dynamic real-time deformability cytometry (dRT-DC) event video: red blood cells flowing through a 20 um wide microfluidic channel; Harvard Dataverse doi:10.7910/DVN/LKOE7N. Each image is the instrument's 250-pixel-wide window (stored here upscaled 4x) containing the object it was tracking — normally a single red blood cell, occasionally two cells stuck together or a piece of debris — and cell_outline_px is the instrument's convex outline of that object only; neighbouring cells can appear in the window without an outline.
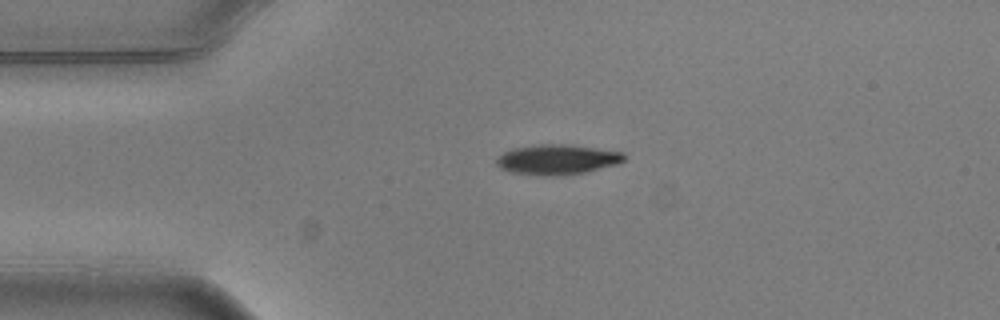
{"species": "common noctule bat (a hibernating species)", "species_latin": "Nyctalus noctula", "temperature_condition": "warm", "stored_images_in_passage": 4, "camera_frame_rate_fps": 3000, "um_per_image_px": 0.085, "animal": {"sex": "male", "body_mass_g": 20.5, "forearm_length_mm": 52.5}, "frame": {"image": 1, "passage_image": 3, "time_ms": 0.667, "image_size_px": [1000, 320], "cell_outline_px": [[624, 160], [620, 164], [584, 172], [564, 176], [544, 176], [512, 172], [500, 168], [496, 164], [496, 156], [512, 148], [540, 144], [572, 144], [624, 152]], "centroid_in_image_um": [47.37, 13.56], "position_along_channel_um": 37.6, "area_um2": 22.72}}